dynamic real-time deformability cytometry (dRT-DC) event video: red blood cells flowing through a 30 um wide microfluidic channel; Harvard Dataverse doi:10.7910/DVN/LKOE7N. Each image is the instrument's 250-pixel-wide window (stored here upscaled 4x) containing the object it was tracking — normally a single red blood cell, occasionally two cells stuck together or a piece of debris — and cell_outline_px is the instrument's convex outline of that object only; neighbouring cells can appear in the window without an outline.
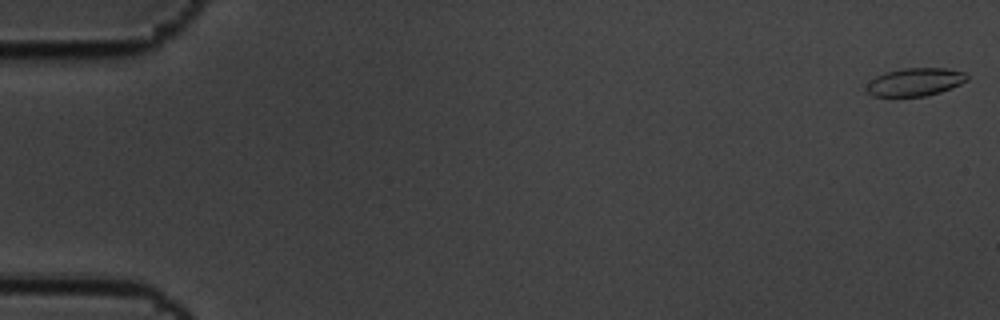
{"species": "common noctule bat (a hibernating species)", "species_latin": "Nyctalus noctula", "temperature_condition": "cold", "stored_images_in_passage": 6, "camera_frame_rate_fps": 3000, "um_per_image_px": 0.085, "animal": {"sex": "male", "body_mass_g": 19.5, "forearm_length_mm": 54.6}, "frame": {"image": 1, "passage_image": 1, "time_ms": 0.0, "image_size_px": [1000, 320], "cell_outline_px": [[968, 80], [960, 84], [940, 92], [924, 96], [872, 96], [864, 92], [864, 88], [876, 76], [884, 72], [904, 68], [948, 68], [964, 72], [968, 76]], "centroid_in_image_um": [77.75, 6.97], "position_along_channel_um": 7.2, "area_um2": 16.47}}
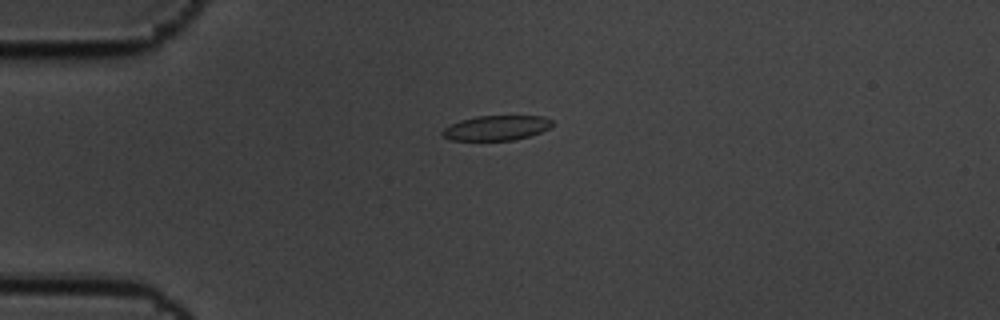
{"frame": {"image": 2, "passage_image": 5, "time_ms": 1.333, "image_size_px": [1000, 320], "cell_outline_px": [[556, 124], [552, 128], [516, 140], [448, 140], [440, 136], [440, 132], [444, 128], [460, 120], [476, 116], [544, 116], [552, 120]], "centroid_in_image_um": [42.21, 10.87], "position_along_channel_um": 42.8, "area_um2": 16.18}}